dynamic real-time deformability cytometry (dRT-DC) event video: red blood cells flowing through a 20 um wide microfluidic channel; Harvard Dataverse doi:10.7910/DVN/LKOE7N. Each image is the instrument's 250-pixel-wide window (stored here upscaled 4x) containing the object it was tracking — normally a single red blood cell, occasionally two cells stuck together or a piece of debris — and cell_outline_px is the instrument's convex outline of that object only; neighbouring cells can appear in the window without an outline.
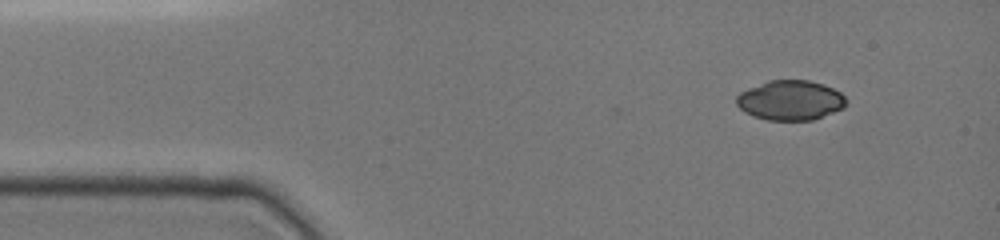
{"species": "common noctule bat (a hibernating species)", "species_latin": "Nyctalus noctula", "temperature_condition": "cold", "stored_images_in_passage": 29, "camera_frame_rate_fps": 3000, "um_per_image_px": 0.085, "animal": {"sex": "female", "body_mass_g": 19.0, "forearm_length_mm": 51.5}, "frame": {"image": 1, "passage_image": 1, "time_ms": 0.0, "image_size_px": [1000, 240], "cell_outline_px": [[844, 108], [812, 120], [768, 120], [752, 116], [744, 112], [736, 104], [736, 96], [740, 92], [748, 88], [768, 80], [808, 80], [824, 84], [840, 92], [844, 96]], "centroid_in_image_um": [67.14, 8.52], "position_along_channel_um": 17.9, "area_um2": 25.43}}
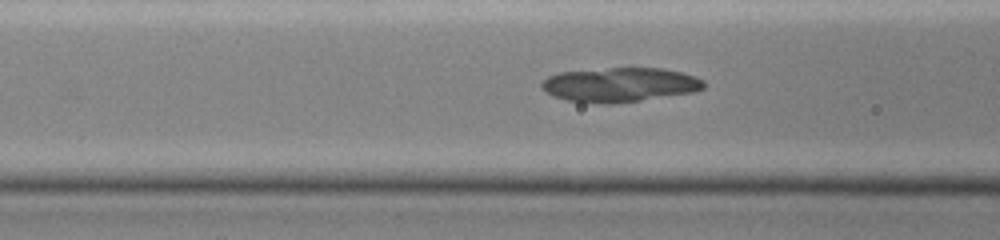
{"frame": {"image": 2, "passage_image": 19, "time_ms": 4.333, "image_size_px": [1000, 240], "cell_outline_px": [[704, 88], [692, 92], [640, 100], [612, 104], [600, 104], [568, 100], [552, 96], [540, 88], [540, 84], [548, 76], [556, 72], [608, 68], [664, 68], [696, 76], [704, 80]], "centroid_in_image_um": [52.64, 7.2], "position_along_channel_um": 114.0, "area_um2": 32.54}}
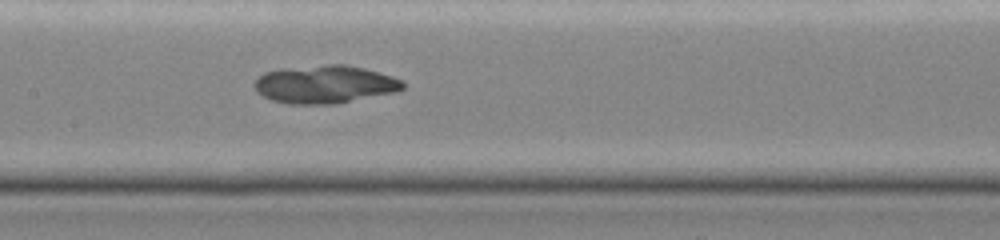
{"frame": {"image": 3, "passage_image": 28, "time_ms": 6.0, "image_size_px": [1000, 240], "cell_outline_px": [[404, 88], [396, 92], [336, 104], [292, 104], [272, 100], [256, 92], [252, 84], [264, 72], [284, 68], [328, 64], [344, 64], [364, 68], [392, 76], [404, 80]], "centroid_in_image_um": [27.62, 7.17], "position_along_channel_um": 179.8, "area_um2": 33.0}}